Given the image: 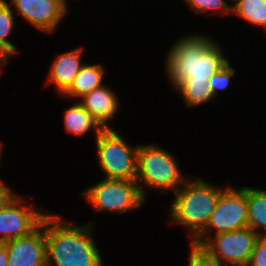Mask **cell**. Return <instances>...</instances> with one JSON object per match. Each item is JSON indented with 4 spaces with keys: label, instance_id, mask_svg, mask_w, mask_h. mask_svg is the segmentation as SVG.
Returning a JSON list of instances; mask_svg holds the SVG:
<instances>
[{
    "label": "cell",
    "instance_id": "cell-1",
    "mask_svg": "<svg viewBox=\"0 0 266 266\" xmlns=\"http://www.w3.org/2000/svg\"><path fill=\"white\" fill-rule=\"evenodd\" d=\"M219 44L208 36L192 34L178 40L166 57V72L172 87L182 82L209 83L213 74L229 61Z\"/></svg>",
    "mask_w": 266,
    "mask_h": 266
},
{
    "label": "cell",
    "instance_id": "cell-2",
    "mask_svg": "<svg viewBox=\"0 0 266 266\" xmlns=\"http://www.w3.org/2000/svg\"><path fill=\"white\" fill-rule=\"evenodd\" d=\"M63 222L56 214L44 218L46 265L104 266L92 236V224L79 226Z\"/></svg>",
    "mask_w": 266,
    "mask_h": 266
},
{
    "label": "cell",
    "instance_id": "cell-3",
    "mask_svg": "<svg viewBox=\"0 0 266 266\" xmlns=\"http://www.w3.org/2000/svg\"><path fill=\"white\" fill-rule=\"evenodd\" d=\"M192 179V180H191ZM187 179L179 188L170 208L172 222L185 226L193 241L206 227L219 195L226 189L220 188L203 179Z\"/></svg>",
    "mask_w": 266,
    "mask_h": 266
},
{
    "label": "cell",
    "instance_id": "cell-4",
    "mask_svg": "<svg viewBox=\"0 0 266 266\" xmlns=\"http://www.w3.org/2000/svg\"><path fill=\"white\" fill-rule=\"evenodd\" d=\"M187 179L171 153L154 144L139 145L136 181L144 197L143 185L162 191L173 189L175 193Z\"/></svg>",
    "mask_w": 266,
    "mask_h": 266
},
{
    "label": "cell",
    "instance_id": "cell-5",
    "mask_svg": "<svg viewBox=\"0 0 266 266\" xmlns=\"http://www.w3.org/2000/svg\"><path fill=\"white\" fill-rule=\"evenodd\" d=\"M96 148L106 179L136 180L139 145L129 146L114 129L107 128L96 137Z\"/></svg>",
    "mask_w": 266,
    "mask_h": 266
},
{
    "label": "cell",
    "instance_id": "cell-6",
    "mask_svg": "<svg viewBox=\"0 0 266 266\" xmlns=\"http://www.w3.org/2000/svg\"><path fill=\"white\" fill-rule=\"evenodd\" d=\"M248 227L246 187L240 189L228 187L217 200L215 209L205 229L191 244L201 247L211 236V229L215 235L223 232L239 230Z\"/></svg>",
    "mask_w": 266,
    "mask_h": 266
},
{
    "label": "cell",
    "instance_id": "cell-7",
    "mask_svg": "<svg viewBox=\"0 0 266 266\" xmlns=\"http://www.w3.org/2000/svg\"><path fill=\"white\" fill-rule=\"evenodd\" d=\"M82 194L99 212L125 213L141 207L145 201L136 180L105 178L85 189Z\"/></svg>",
    "mask_w": 266,
    "mask_h": 266
},
{
    "label": "cell",
    "instance_id": "cell-8",
    "mask_svg": "<svg viewBox=\"0 0 266 266\" xmlns=\"http://www.w3.org/2000/svg\"><path fill=\"white\" fill-rule=\"evenodd\" d=\"M259 235L246 227L216 234L201 248L222 266H248Z\"/></svg>",
    "mask_w": 266,
    "mask_h": 266
},
{
    "label": "cell",
    "instance_id": "cell-9",
    "mask_svg": "<svg viewBox=\"0 0 266 266\" xmlns=\"http://www.w3.org/2000/svg\"><path fill=\"white\" fill-rule=\"evenodd\" d=\"M23 203V204H22ZM47 213L24 204V199L15 196L0 210V243L24 237L35 231Z\"/></svg>",
    "mask_w": 266,
    "mask_h": 266
},
{
    "label": "cell",
    "instance_id": "cell-10",
    "mask_svg": "<svg viewBox=\"0 0 266 266\" xmlns=\"http://www.w3.org/2000/svg\"><path fill=\"white\" fill-rule=\"evenodd\" d=\"M16 11L41 31L54 32L67 13L66 0H10Z\"/></svg>",
    "mask_w": 266,
    "mask_h": 266
},
{
    "label": "cell",
    "instance_id": "cell-11",
    "mask_svg": "<svg viewBox=\"0 0 266 266\" xmlns=\"http://www.w3.org/2000/svg\"><path fill=\"white\" fill-rule=\"evenodd\" d=\"M7 249V266H47L44 219L31 234L4 243Z\"/></svg>",
    "mask_w": 266,
    "mask_h": 266
},
{
    "label": "cell",
    "instance_id": "cell-12",
    "mask_svg": "<svg viewBox=\"0 0 266 266\" xmlns=\"http://www.w3.org/2000/svg\"><path fill=\"white\" fill-rule=\"evenodd\" d=\"M79 102L100 124L103 129L111 128L107 121L117 112L118 98L110 88L102 86L81 97Z\"/></svg>",
    "mask_w": 266,
    "mask_h": 266
},
{
    "label": "cell",
    "instance_id": "cell-13",
    "mask_svg": "<svg viewBox=\"0 0 266 266\" xmlns=\"http://www.w3.org/2000/svg\"><path fill=\"white\" fill-rule=\"evenodd\" d=\"M82 48L59 54L50 67L48 82L54 83L59 94H63L73 83L82 67Z\"/></svg>",
    "mask_w": 266,
    "mask_h": 266
},
{
    "label": "cell",
    "instance_id": "cell-14",
    "mask_svg": "<svg viewBox=\"0 0 266 266\" xmlns=\"http://www.w3.org/2000/svg\"><path fill=\"white\" fill-rule=\"evenodd\" d=\"M101 64H83L71 86L62 94L63 97H79L103 86L104 69Z\"/></svg>",
    "mask_w": 266,
    "mask_h": 266
},
{
    "label": "cell",
    "instance_id": "cell-15",
    "mask_svg": "<svg viewBox=\"0 0 266 266\" xmlns=\"http://www.w3.org/2000/svg\"><path fill=\"white\" fill-rule=\"evenodd\" d=\"M63 117L65 130L77 136L93 130L97 137L103 130L100 124L79 102L66 109Z\"/></svg>",
    "mask_w": 266,
    "mask_h": 266
},
{
    "label": "cell",
    "instance_id": "cell-16",
    "mask_svg": "<svg viewBox=\"0 0 266 266\" xmlns=\"http://www.w3.org/2000/svg\"><path fill=\"white\" fill-rule=\"evenodd\" d=\"M246 197L248 227L259 236H266V190L246 187Z\"/></svg>",
    "mask_w": 266,
    "mask_h": 266
},
{
    "label": "cell",
    "instance_id": "cell-17",
    "mask_svg": "<svg viewBox=\"0 0 266 266\" xmlns=\"http://www.w3.org/2000/svg\"><path fill=\"white\" fill-rule=\"evenodd\" d=\"M236 14L253 25L264 26L266 29V0H241L232 7Z\"/></svg>",
    "mask_w": 266,
    "mask_h": 266
},
{
    "label": "cell",
    "instance_id": "cell-18",
    "mask_svg": "<svg viewBox=\"0 0 266 266\" xmlns=\"http://www.w3.org/2000/svg\"><path fill=\"white\" fill-rule=\"evenodd\" d=\"M176 89L182 93L185 104L189 107H196L214 98L209 83L182 82Z\"/></svg>",
    "mask_w": 266,
    "mask_h": 266
},
{
    "label": "cell",
    "instance_id": "cell-19",
    "mask_svg": "<svg viewBox=\"0 0 266 266\" xmlns=\"http://www.w3.org/2000/svg\"><path fill=\"white\" fill-rule=\"evenodd\" d=\"M14 13L6 0H0V48L10 57L17 53V47L8 41L14 28Z\"/></svg>",
    "mask_w": 266,
    "mask_h": 266
},
{
    "label": "cell",
    "instance_id": "cell-20",
    "mask_svg": "<svg viewBox=\"0 0 266 266\" xmlns=\"http://www.w3.org/2000/svg\"><path fill=\"white\" fill-rule=\"evenodd\" d=\"M185 2L196 13L212 10H220L224 14L232 13V6H229L225 0H185Z\"/></svg>",
    "mask_w": 266,
    "mask_h": 266
},
{
    "label": "cell",
    "instance_id": "cell-21",
    "mask_svg": "<svg viewBox=\"0 0 266 266\" xmlns=\"http://www.w3.org/2000/svg\"><path fill=\"white\" fill-rule=\"evenodd\" d=\"M233 75H235V69L231 67L228 62L218 72L211 76L209 79V85L211 86L214 97L218 94V91L224 90L228 87Z\"/></svg>",
    "mask_w": 266,
    "mask_h": 266
},
{
    "label": "cell",
    "instance_id": "cell-22",
    "mask_svg": "<svg viewBox=\"0 0 266 266\" xmlns=\"http://www.w3.org/2000/svg\"><path fill=\"white\" fill-rule=\"evenodd\" d=\"M189 266H222L215 259L210 257L201 247L191 244Z\"/></svg>",
    "mask_w": 266,
    "mask_h": 266
},
{
    "label": "cell",
    "instance_id": "cell-23",
    "mask_svg": "<svg viewBox=\"0 0 266 266\" xmlns=\"http://www.w3.org/2000/svg\"><path fill=\"white\" fill-rule=\"evenodd\" d=\"M248 266H266V236L256 240Z\"/></svg>",
    "mask_w": 266,
    "mask_h": 266
},
{
    "label": "cell",
    "instance_id": "cell-24",
    "mask_svg": "<svg viewBox=\"0 0 266 266\" xmlns=\"http://www.w3.org/2000/svg\"><path fill=\"white\" fill-rule=\"evenodd\" d=\"M15 196L16 194H14L4 182L1 183L0 181V210L3 209Z\"/></svg>",
    "mask_w": 266,
    "mask_h": 266
},
{
    "label": "cell",
    "instance_id": "cell-25",
    "mask_svg": "<svg viewBox=\"0 0 266 266\" xmlns=\"http://www.w3.org/2000/svg\"><path fill=\"white\" fill-rule=\"evenodd\" d=\"M8 256L5 244L0 243V266H7Z\"/></svg>",
    "mask_w": 266,
    "mask_h": 266
},
{
    "label": "cell",
    "instance_id": "cell-26",
    "mask_svg": "<svg viewBox=\"0 0 266 266\" xmlns=\"http://www.w3.org/2000/svg\"><path fill=\"white\" fill-rule=\"evenodd\" d=\"M9 56L0 48V73L2 64H6Z\"/></svg>",
    "mask_w": 266,
    "mask_h": 266
},
{
    "label": "cell",
    "instance_id": "cell-27",
    "mask_svg": "<svg viewBox=\"0 0 266 266\" xmlns=\"http://www.w3.org/2000/svg\"><path fill=\"white\" fill-rule=\"evenodd\" d=\"M1 152H2V142H0V157H1Z\"/></svg>",
    "mask_w": 266,
    "mask_h": 266
},
{
    "label": "cell",
    "instance_id": "cell-28",
    "mask_svg": "<svg viewBox=\"0 0 266 266\" xmlns=\"http://www.w3.org/2000/svg\"><path fill=\"white\" fill-rule=\"evenodd\" d=\"M235 1V3H234V5H236L239 1H241V0H234Z\"/></svg>",
    "mask_w": 266,
    "mask_h": 266
}]
</instances>
